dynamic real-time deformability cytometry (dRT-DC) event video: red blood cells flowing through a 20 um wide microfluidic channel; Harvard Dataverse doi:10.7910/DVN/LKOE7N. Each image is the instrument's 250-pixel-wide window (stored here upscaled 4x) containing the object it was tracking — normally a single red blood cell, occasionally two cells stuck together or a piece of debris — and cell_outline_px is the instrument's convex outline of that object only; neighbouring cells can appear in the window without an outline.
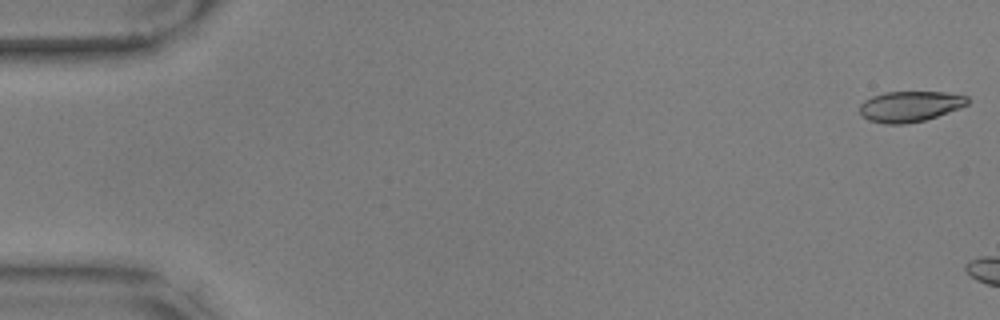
{"species": "common noctule bat (a hibernating species)", "species_latin": "Nyctalus noctula", "temperature_condition": "warm", "stored_images_in_passage": 6, "camera_frame_rate_fps": 3000, "um_per_image_px": 0.085, "animal": {"sex": "male", "body_mass_g": 17.9, "forearm_length_mm": 54.2}, "frame": {"image": 1, "passage_image": 1, "time_ms": 0.0, "image_size_px": [1000, 320], "cell_outline_px": [[968, 104], [960, 108], [924, 120], [904, 124], [884, 124], [868, 120], [860, 112], [860, 104], [864, 100], [872, 96], [884, 92], [944, 92], [968, 96]], "centroid_in_image_um": [77.33, 9.04], "position_along_channel_um": 7.7, "area_um2": 19.19}}